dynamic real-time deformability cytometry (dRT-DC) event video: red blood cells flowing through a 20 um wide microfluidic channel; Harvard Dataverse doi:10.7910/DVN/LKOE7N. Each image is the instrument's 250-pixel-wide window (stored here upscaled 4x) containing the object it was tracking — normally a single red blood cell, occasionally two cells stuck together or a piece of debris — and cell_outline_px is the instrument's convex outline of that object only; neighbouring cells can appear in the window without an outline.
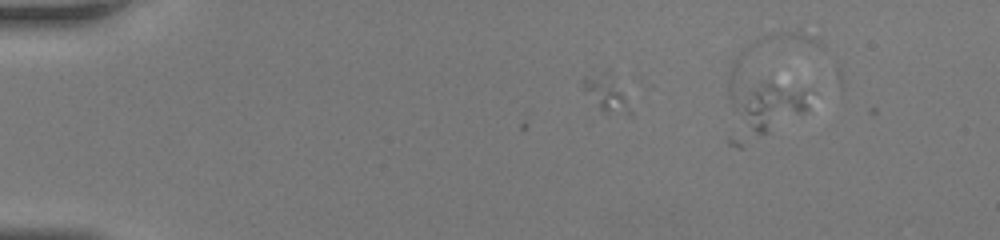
{"species": "human", "species_latin": "Homo sapiens", "temperature_condition": "room temperature", "stored_images_in_passage": 2, "camera_frame_rate_fps": 3000, "um_per_image_px": 0.085, "donor": {"sex": "female"}, "frame": {"image": 1, "passage_image": 2, "time_ms": 0.333, "image_size_px": [1000, 240], "cell_outline_px": [[808, 108], [804, 112], [768, 132], [756, 132], [752, 128], [732, 104], [728, 96], [728, 80], [732, 72], [768, 80], [804, 92]], "centroid_in_image_um": [65.0, 8.64], "position_along_channel_um": 20.0, "area_um2": 22.54}}